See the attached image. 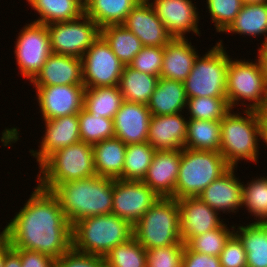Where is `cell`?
<instances>
[{
    "label": "cell",
    "instance_id": "6da1fadb",
    "mask_svg": "<svg viewBox=\"0 0 267 267\" xmlns=\"http://www.w3.org/2000/svg\"><path fill=\"white\" fill-rule=\"evenodd\" d=\"M2 234L13 249L40 252L59 259L72 248V225L55 195L37 186Z\"/></svg>",
    "mask_w": 267,
    "mask_h": 267
},
{
    "label": "cell",
    "instance_id": "7a4b0ae2",
    "mask_svg": "<svg viewBox=\"0 0 267 267\" xmlns=\"http://www.w3.org/2000/svg\"><path fill=\"white\" fill-rule=\"evenodd\" d=\"M51 192L73 225L87 217L112 213L113 179L93 175L60 183Z\"/></svg>",
    "mask_w": 267,
    "mask_h": 267
},
{
    "label": "cell",
    "instance_id": "3957f363",
    "mask_svg": "<svg viewBox=\"0 0 267 267\" xmlns=\"http://www.w3.org/2000/svg\"><path fill=\"white\" fill-rule=\"evenodd\" d=\"M133 237V226L115 214L84 218L72 225V248L78 252L105 256Z\"/></svg>",
    "mask_w": 267,
    "mask_h": 267
},
{
    "label": "cell",
    "instance_id": "277c9868",
    "mask_svg": "<svg viewBox=\"0 0 267 267\" xmlns=\"http://www.w3.org/2000/svg\"><path fill=\"white\" fill-rule=\"evenodd\" d=\"M245 117L229 111L221 120L220 153L230 167L240 159L257 162L258 136L264 139L258 111L245 110Z\"/></svg>",
    "mask_w": 267,
    "mask_h": 267
},
{
    "label": "cell",
    "instance_id": "5b68a950",
    "mask_svg": "<svg viewBox=\"0 0 267 267\" xmlns=\"http://www.w3.org/2000/svg\"><path fill=\"white\" fill-rule=\"evenodd\" d=\"M229 168L220 152L183 148L175 186V199L198 197Z\"/></svg>",
    "mask_w": 267,
    "mask_h": 267
},
{
    "label": "cell",
    "instance_id": "8992f818",
    "mask_svg": "<svg viewBox=\"0 0 267 267\" xmlns=\"http://www.w3.org/2000/svg\"><path fill=\"white\" fill-rule=\"evenodd\" d=\"M39 186L52 190L60 183L96 175L93 145L79 141L51 154L40 166ZM42 175V176H41Z\"/></svg>",
    "mask_w": 267,
    "mask_h": 267
},
{
    "label": "cell",
    "instance_id": "52a82bcc",
    "mask_svg": "<svg viewBox=\"0 0 267 267\" xmlns=\"http://www.w3.org/2000/svg\"><path fill=\"white\" fill-rule=\"evenodd\" d=\"M133 237L147 250L184 244L177 199L160 198L133 226Z\"/></svg>",
    "mask_w": 267,
    "mask_h": 267
},
{
    "label": "cell",
    "instance_id": "ba28073f",
    "mask_svg": "<svg viewBox=\"0 0 267 267\" xmlns=\"http://www.w3.org/2000/svg\"><path fill=\"white\" fill-rule=\"evenodd\" d=\"M217 43L204 57L195 59L190 74L184 81L187 98L226 97V78L230 58Z\"/></svg>",
    "mask_w": 267,
    "mask_h": 267
},
{
    "label": "cell",
    "instance_id": "9c48e42d",
    "mask_svg": "<svg viewBox=\"0 0 267 267\" xmlns=\"http://www.w3.org/2000/svg\"><path fill=\"white\" fill-rule=\"evenodd\" d=\"M226 98L231 109L241 99L254 102L248 105V110L261 108L267 99V82L259 58L257 63L228 61Z\"/></svg>",
    "mask_w": 267,
    "mask_h": 267
},
{
    "label": "cell",
    "instance_id": "30bf717a",
    "mask_svg": "<svg viewBox=\"0 0 267 267\" xmlns=\"http://www.w3.org/2000/svg\"><path fill=\"white\" fill-rule=\"evenodd\" d=\"M83 20V21H80ZM52 53L82 58L100 37L101 28L86 14L71 21L46 25Z\"/></svg>",
    "mask_w": 267,
    "mask_h": 267
},
{
    "label": "cell",
    "instance_id": "8fae6325",
    "mask_svg": "<svg viewBox=\"0 0 267 267\" xmlns=\"http://www.w3.org/2000/svg\"><path fill=\"white\" fill-rule=\"evenodd\" d=\"M81 60L83 84L86 88L119 86L125 65L101 36L84 53Z\"/></svg>",
    "mask_w": 267,
    "mask_h": 267
},
{
    "label": "cell",
    "instance_id": "7c38bea8",
    "mask_svg": "<svg viewBox=\"0 0 267 267\" xmlns=\"http://www.w3.org/2000/svg\"><path fill=\"white\" fill-rule=\"evenodd\" d=\"M14 52L23 77L31 82L52 54L46 25L32 22L25 26L18 36Z\"/></svg>",
    "mask_w": 267,
    "mask_h": 267
},
{
    "label": "cell",
    "instance_id": "4fadbf2b",
    "mask_svg": "<svg viewBox=\"0 0 267 267\" xmlns=\"http://www.w3.org/2000/svg\"><path fill=\"white\" fill-rule=\"evenodd\" d=\"M160 197L143 181L113 179L112 214L134 226Z\"/></svg>",
    "mask_w": 267,
    "mask_h": 267
},
{
    "label": "cell",
    "instance_id": "5bb4252c",
    "mask_svg": "<svg viewBox=\"0 0 267 267\" xmlns=\"http://www.w3.org/2000/svg\"><path fill=\"white\" fill-rule=\"evenodd\" d=\"M44 121L78 114L84 108V85L35 86Z\"/></svg>",
    "mask_w": 267,
    "mask_h": 267
},
{
    "label": "cell",
    "instance_id": "9a60e30c",
    "mask_svg": "<svg viewBox=\"0 0 267 267\" xmlns=\"http://www.w3.org/2000/svg\"><path fill=\"white\" fill-rule=\"evenodd\" d=\"M180 215V237L187 244L193 237L223 225L218 213L198 197L177 199Z\"/></svg>",
    "mask_w": 267,
    "mask_h": 267
},
{
    "label": "cell",
    "instance_id": "2e32d148",
    "mask_svg": "<svg viewBox=\"0 0 267 267\" xmlns=\"http://www.w3.org/2000/svg\"><path fill=\"white\" fill-rule=\"evenodd\" d=\"M148 1L138 2L122 25L133 32L143 46H165L173 37L167 32Z\"/></svg>",
    "mask_w": 267,
    "mask_h": 267
},
{
    "label": "cell",
    "instance_id": "e0dca14e",
    "mask_svg": "<svg viewBox=\"0 0 267 267\" xmlns=\"http://www.w3.org/2000/svg\"><path fill=\"white\" fill-rule=\"evenodd\" d=\"M151 116L147 105L124 101L113 118L114 136L126 145L147 142Z\"/></svg>",
    "mask_w": 267,
    "mask_h": 267
},
{
    "label": "cell",
    "instance_id": "ac0fdd59",
    "mask_svg": "<svg viewBox=\"0 0 267 267\" xmlns=\"http://www.w3.org/2000/svg\"><path fill=\"white\" fill-rule=\"evenodd\" d=\"M181 150L156 151L143 182L160 198H175Z\"/></svg>",
    "mask_w": 267,
    "mask_h": 267
},
{
    "label": "cell",
    "instance_id": "d6986e66",
    "mask_svg": "<svg viewBox=\"0 0 267 267\" xmlns=\"http://www.w3.org/2000/svg\"><path fill=\"white\" fill-rule=\"evenodd\" d=\"M151 5L173 38H185L190 31L199 34L198 12L190 0H154Z\"/></svg>",
    "mask_w": 267,
    "mask_h": 267
},
{
    "label": "cell",
    "instance_id": "ffe728a7",
    "mask_svg": "<svg viewBox=\"0 0 267 267\" xmlns=\"http://www.w3.org/2000/svg\"><path fill=\"white\" fill-rule=\"evenodd\" d=\"M183 115H152L147 142L156 151L182 150L186 142L187 123Z\"/></svg>",
    "mask_w": 267,
    "mask_h": 267
},
{
    "label": "cell",
    "instance_id": "44dd1931",
    "mask_svg": "<svg viewBox=\"0 0 267 267\" xmlns=\"http://www.w3.org/2000/svg\"><path fill=\"white\" fill-rule=\"evenodd\" d=\"M46 130L39 152L30 151L41 165L51 154L81 141L78 114L45 121Z\"/></svg>",
    "mask_w": 267,
    "mask_h": 267
},
{
    "label": "cell",
    "instance_id": "7402d4cb",
    "mask_svg": "<svg viewBox=\"0 0 267 267\" xmlns=\"http://www.w3.org/2000/svg\"><path fill=\"white\" fill-rule=\"evenodd\" d=\"M31 82L35 86L84 85L82 60L52 53Z\"/></svg>",
    "mask_w": 267,
    "mask_h": 267
},
{
    "label": "cell",
    "instance_id": "603a6c76",
    "mask_svg": "<svg viewBox=\"0 0 267 267\" xmlns=\"http://www.w3.org/2000/svg\"><path fill=\"white\" fill-rule=\"evenodd\" d=\"M234 167H230L217 180L207 186L198 196L209 207L218 211L236 212L237 207H242L243 184L235 178Z\"/></svg>",
    "mask_w": 267,
    "mask_h": 267
},
{
    "label": "cell",
    "instance_id": "cb8c5ba5",
    "mask_svg": "<svg viewBox=\"0 0 267 267\" xmlns=\"http://www.w3.org/2000/svg\"><path fill=\"white\" fill-rule=\"evenodd\" d=\"M186 38H172L164 46L160 77L184 82L193 68L196 51Z\"/></svg>",
    "mask_w": 267,
    "mask_h": 267
},
{
    "label": "cell",
    "instance_id": "d4e9b609",
    "mask_svg": "<svg viewBox=\"0 0 267 267\" xmlns=\"http://www.w3.org/2000/svg\"><path fill=\"white\" fill-rule=\"evenodd\" d=\"M126 147L127 145L115 136L93 144L96 175L119 179L123 174Z\"/></svg>",
    "mask_w": 267,
    "mask_h": 267
},
{
    "label": "cell",
    "instance_id": "484cf974",
    "mask_svg": "<svg viewBox=\"0 0 267 267\" xmlns=\"http://www.w3.org/2000/svg\"><path fill=\"white\" fill-rule=\"evenodd\" d=\"M184 82L159 77L147 107L152 115L176 114L186 107Z\"/></svg>",
    "mask_w": 267,
    "mask_h": 267
},
{
    "label": "cell",
    "instance_id": "4316f807",
    "mask_svg": "<svg viewBox=\"0 0 267 267\" xmlns=\"http://www.w3.org/2000/svg\"><path fill=\"white\" fill-rule=\"evenodd\" d=\"M141 0H84L85 14L100 28L122 24Z\"/></svg>",
    "mask_w": 267,
    "mask_h": 267
},
{
    "label": "cell",
    "instance_id": "83f0119b",
    "mask_svg": "<svg viewBox=\"0 0 267 267\" xmlns=\"http://www.w3.org/2000/svg\"><path fill=\"white\" fill-rule=\"evenodd\" d=\"M41 18L33 22L44 25L71 21L85 14L84 0H27Z\"/></svg>",
    "mask_w": 267,
    "mask_h": 267
},
{
    "label": "cell",
    "instance_id": "f1b7e54d",
    "mask_svg": "<svg viewBox=\"0 0 267 267\" xmlns=\"http://www.w3.org/2000/svg\"><path fill=\"white\" fill-rule=\"evenodd\" d=\"M158 76L124 66L121 73L119 88L124 101L147 105L158 83Z\"/></svg>",
    "mask_w": 267,
    "mask_h": 267
},
{
    "label": "cell",
    "instance_id": "f546056e",
    "mask_svg": "<svg viewBox=\"0 0 267 267\" xmlns=\"http://www.w3.org/2000/svg\"><path fill=\"white\" fill-rule=\"evenodd\" d=\"M235 233L246 251L247 267H267V223L239 226Z\"/></svg>",
    "mask_w": 267,
    "mask_h": 267
},
{
    "label": "cell",
    "instance_id": "4dcf8cb0",
    "mask_svg": "<svg viewBox=\"0 0 267 267\" xmlns=\"http://www.w3.org/2000/svg\"><path fill=\"white\" fill-rule=\"evenodd\" d=\"M100 36L125 66L129 65L144 47L134 33L122 24L104 26L100 30Z\"/></svg>",
    "mask_w": 267,
    "mask_h": 267
},
{
    "label": "cell",
    "instance_id": "1f68e13d",
    "mask_svg": "<svg viewBox=\"0 0 267 267\" xmlns=\"http://www.w3.org/2000/svg\"><path fill=\"white\" fill-rule=\"evenodd\" d=\"M220 141V120H188L184 148L219 152Z\"/></svg>",
    "mask_w": 267,
    "mask_h": 267
},
{
    "label": "cell",
    "instance_id": "d6a6232c",
    "mask_svg": "<svg viewBox=\"0 0 267 267\" xmlns=\"http://www.w3.org/2000/svg\"><path fill=\"white\" fill-rule=\"evenodd\" d=\"M124 102L119 86L86 88L84 109L92 115L113 119Z\"/></svg>",
    "mask_w": 267,
    "mask_h": 267
},
{
    "label": "cell",
    "instance_id": "836d02e7",
    "mask_svg": "<svg viewBox=\"0 0 267 267\" xmlns=\"http://www.w3.org/2000/svg\"><path fill=\"white\" fill-rule=\"evenodd\" d=\"M224 32L256 36L267 33V3H244L234 21ZM267 41V35L265 41Z\"/></svg>",
    "mask_w": 267,
    "mask_h": 267
},
{
    "label": "cell",
    "instance_id": "e575fe53",
    "mask_svg": "<svg viewBox=\"0 0 267 267\" xmlns=\"http://www.w3.org/2000/svg\"><path fill=\"white\" fill-rule=\"evenodd\" d=\"M155 152L148 142L127 145L123 174L119 179L142 181Z\"/></svg>",
    "mask_w": 267,
    "mask_h": 267
},
{
    "label": "cell",
    "instance_id": "d590c367",
    "mask_svg": "<svg viewBox=\"0 0 267 267\" xmlns=\"http://www.w3.org/2000/svg\"><path fill=\"white\" fill-rule=\"evenodd\" d=\"M109 267H146V249L132 237L125 243L113 247L104 256Z\"/></svg>",
    "mask_w": 267,
    "mask_h": 267
},
{
    "label": "cell",
    "instance_id": "8d00e7d4",
    "mask_svg": "<svg viewBox=\"0 0 267 267\" xmlns=\"http://www.w3.org/2000/svg\"><path fill=\"white\" fill-rule=\"evenodd\" d=\"M80 139L95 144L114 137L113 119L92 115L84 108L78 113Z\"/></svg>",
    "mask_w": 267,
    "mask_h": 267
},
{
    "label": "cell",
    "instance_id": "74e56055",
    "mask_svg": "<svg viewBox=\"0 0 267 267\" xmlns=\"http://www.w3.org/2000/svg\"><path fill=\"white\" fill-rule=\"evenodd\" d=\"M187 106L196 120H221L231 110L226 97L187 98Z\"/></svg>",
    "mask_w": 267,
    "mask_h": 267
},
{
    "label": "cell",
    "instance_id": "f35d334b",
    "mask_svg": "<svg viewBox=\"0 0 267 267\" xmlns=\"http://www.w3.org/2000/svg\"><path fill=\"white\" fill-rule=\"evenodd\" d=\"M242 186V206L260 220L257 222L267 223V177H260Z\"/></svg>",
    "mask_w": 267,
    "mask_h": 267
},
{
    "label": "cell",
    "instance_id": "ab89813d",
    "mask_svg": "<svg viewBox=\"0 0 267 267\" xmlns=\"http://www.w3.org/2000/svg\"><path fill=\"white\" fill-rule=\"evenodd\" d=\"M233 234L230 229L223 224L217 229L205 232L193 237L186 245L194 252L208 254L219 257L224 249L225 243Z\"/></svg>",
    "mask_w": 267,
    "mask_h": 267
},
{
    "label": "cell",
    "instance_id": "60d3db41",
    "mask_svg": "<svg viewBox=\"0 0 267 267\" xmlns=\"http://www.w3.org/2000/svg\"><path fill=\"white\" fill-rule=\"evenodd\" d=\"M217 32H224L243 6V0H206Z\"/></svg>",
    "mask_w": 267,
    "mask_h": 267
},
{
    "label": "cell",
    "instance_id": "b9f144b4",
    "mask_svg": "<svg viewBox=\"0 0 267 267\" xmlns=\"http://www.w3.org/2000/svg\"><path fill=\"white\" fill-rule=\"evenodd\" d=\"M185 244L147 249L146 267H182Z\"/></svg>",
    "mask_w": 267,
    "mask_h": 267
},
{
    "label": "cell",
    "instance_id": "7bdbcfd3",
    "mask_svg": "<svg viewBox=\"0 0 267 267\" xmlns=\"http://www.w3.org/2000/svg\"><path fill=\"white\" fill-rule=\"evenodd\" d=\"M164 46H144L129 64L135 70L160 77Z\"/></svg>",
    "mask_w": 267,
    "mask_h": 267
},
{
    "label": "cell",
    "instance_id": "ee69618b",
    "mask_svg": "<svg viewBox=\"0 0 267 267\" xmlns=\"http://www.w3.org/2000/svg\"><path fill=\"white\" fill-rule=\"evenodd\" d=\"M219 259L221 267H247L246 251L235 231L225 243Z\"/></svg>",
    "mask_w": 267,
    "mask_h": 267
},
{
    "label": "cell",
    "instance_id": "f6af8a7d",
    "mask_svg": "<svg viewBox=\"0 0 267 267\" xmlns=\"http://www.w3.org/2000/svg\"><path fill=\"white\" fill-rule=\"evenodd\" d=\"M103 256L81 253L73 248L55 260L54 267H103Z\"/></svg>",
    "mask_w": 267,
    "mask_h": 267
},
{
    "label": "cell",
    "instance_id": "bcb514c9",
    "mask_svg": "<svg viewBox=\"0 0 267 267\" xmlns=\"http://www.w3.org/2000/svg\"><path fill=\"white\" fill-rule=\"evenodd\" d=\"M182 267H221V264L219 257L194 252L185 244Z\"/></svg>",
    "mask_w": 267,
    "mask_h": 267
},
{
    "label": "cell",
    "instance_id": "7dc6e473",
    "mask_svg": "<svg viewBox=\"0 0 267 267\" xmlns=\"http://www.w3.org/2000/svg\"><path fill=\"white\" fill-rule=\"evenodd\" d=\"M19 255L22 267H54L55 260L45 254L25 249H14Z\"/></svg>",
    "mask_w": 267,
    "mask_h": 267
},
{
    "label": "cell",
    "instance_id": "c3c4849f",
    "mask_svg": "<svg viewBox=\"0 0 267 267\" xmlns=\"http://www.w3.org/2000/svg\"><path fill=\"white\" fill-rule=\"evenodd\" d=\"M3 267H22L20 255L13 248L6 253Z\"/></svg>",
    "mask_w": 267,
    "mask_h": 267
},
{
    "label": "cell",
    "instance_id": "681fc988",
    "mask_svg": "<svg viewBox=\"0 0 267 267\" xmlns=\"http://www.w3.org/2000/svg\"><path fill=\"white\" fill-rule=\"evenodd\" d=\"M12 248L10 241L0 234V267H3L6 253Z\"/></svg>",
    "mask_w": 267,
    "mask_h": 267
},
{
    "label": "cell",
    "instance_id": "f907efd6",
    "mask_svg": "<svg viewBox=\"0 0 267 267\" xmlns=\"http://www.w3.org/2000/svg\"><path fill=\"white\" fill-rule=\"evenodd\" d=\"M262 47L258 50L259 51V60L261 61L263 71L266 77L267 82V41L262 43Z\"/></svg>",
    "mask_w": 267,
    "mask_h": 267
},
{
    "label": "cell",
    "instance_id": "816d5d0a",
    "mask_svg": "<svg viewBox=\"0 0 267 267\" xmlns=\"http://www.w3.org/2000/svg\"><path fill=\"white\" fill-rule=\"evenodd\" d=\"M260 115L262 131H267V99L265 100L264 104L258 110Z\"/></svg>",
    "mask_w": 267,
    "mask_h": 267
},
{
    "label": "cell",
    "instance_id": "f5cc1de1",
    "mask_svg": "<svg viewBox=\"0 0 267 267\" xmlns=\"http://www.w3.org/2000/svg\"><path fill=\"white\" fill-rule=\"evenodd\" d=\"M243 3L259 4V3H267V0H243Z\"/></svg>",
    "mask_w": 267,
    "mask_h": 267
},
{
    "label": "cell",
    "instance_id": "db71d44e",
    "mask_svg": "<svg viewBox=\"0 0 267 267\" xmlns=\"http://www.w3.org/2000/svg\"><path fill=\"white\" fill-rule=\"evenodd\" d=\"M263 132V142H265L267 144V131H262Z\"/></svg>",
    "mask_w": 267,
    "mask_h": 267
}]
</instances>
